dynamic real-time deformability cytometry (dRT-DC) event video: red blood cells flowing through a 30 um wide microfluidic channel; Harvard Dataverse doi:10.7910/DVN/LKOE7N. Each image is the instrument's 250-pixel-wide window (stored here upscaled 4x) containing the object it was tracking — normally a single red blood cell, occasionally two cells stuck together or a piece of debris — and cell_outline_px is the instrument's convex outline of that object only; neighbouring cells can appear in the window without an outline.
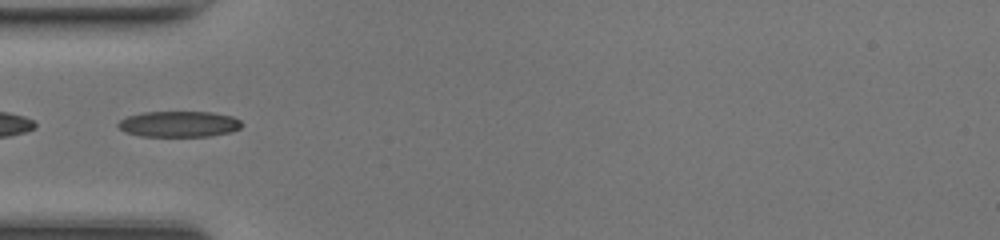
{"species": "common noctule bat (a hibernating species)", "species_latin": "Nyctalus noctula", "temperature_condition": "room temperature", "stored_images_in_passage": 44, "camera_frame_rate_fps": 3000, "um_per_image_px": 0.085, "animal": {"sex": "female", "body_mass_g": 17.0, "forearm_length_mm": 48.0}, "frame": {"image": 1, "passage_image": 12, "time_ms": 3.667, "image_size_px": [1000, 240], "cell_outline_px": [[240, 128], [232, 132], [208, 136], [140, 136], [124, 132], [116, 124], [120, 120], [128, 116], [144, 112], [212, 112], [232, 116], [240, 120]], "centroid_in_image_um": [15.2, 10.54], "position_along_channel_um": 69.8, "area_um2": 18.61}}
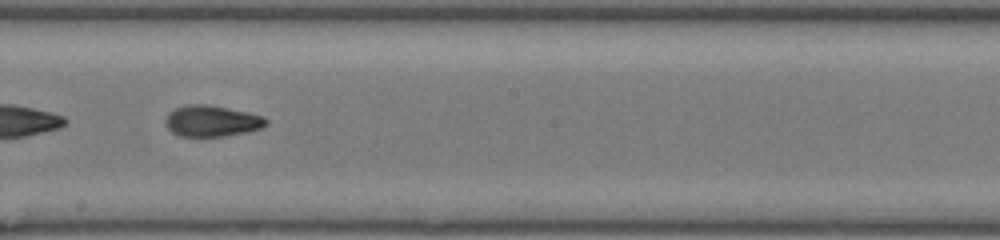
{"frame": {"image": 2, "passage_image": 23, "time_ms": 7.333, "image_size_px": [1000, 240], "cell_outline_px": [[268, 124], [260, 128], [248, 132], [224, 136], [180, 136], [172, 132], [164, 124], [164, 120], [168, 112], [176, 108], [188, 104], [204, 104], [228, 108], [248, 112], [264, 116], [268, 120]], "centroid_in_image_um": [18.0, 10.28], "position_along_channel_um": 230.2, "area_um2": 18.38}}
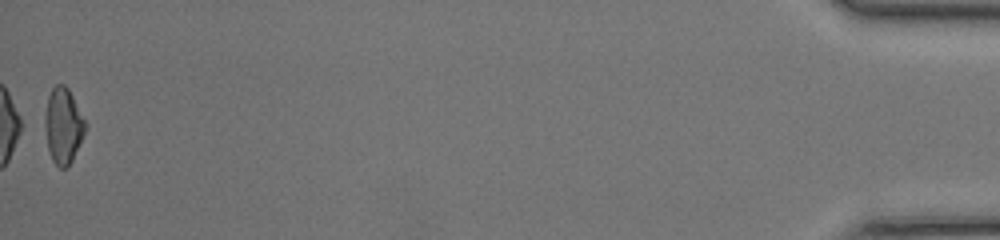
{"frame": {"image": 3, "passage_image": 44, "time_ms": 14.333, "image_size_px": [1000, 240], "cell_outline_px": [[88, 124], [72, 160], [68, 168], [60, 168], [52, 160], [48, 148], [44, 124], [44, 116], [48, 96], [52, 88], [56, 84], [64, 84], [68, 88]], "centroid_in_image_um": [5.37, 10.67], "position_along_channel_um": 429.8, "area_um2": 17.86}, "authors_computed_cell_mechanics": {"area_um2": 17.8602, "velocity_mm_per_s": 4.353, "shape_relaxation_time_tau1_ms": 5.674, "shape_relaxation_time_tau2_ms": 1.9231, "deformation_change_tau1": 0.2295, "deformation_change_tau2": 0.0859}}